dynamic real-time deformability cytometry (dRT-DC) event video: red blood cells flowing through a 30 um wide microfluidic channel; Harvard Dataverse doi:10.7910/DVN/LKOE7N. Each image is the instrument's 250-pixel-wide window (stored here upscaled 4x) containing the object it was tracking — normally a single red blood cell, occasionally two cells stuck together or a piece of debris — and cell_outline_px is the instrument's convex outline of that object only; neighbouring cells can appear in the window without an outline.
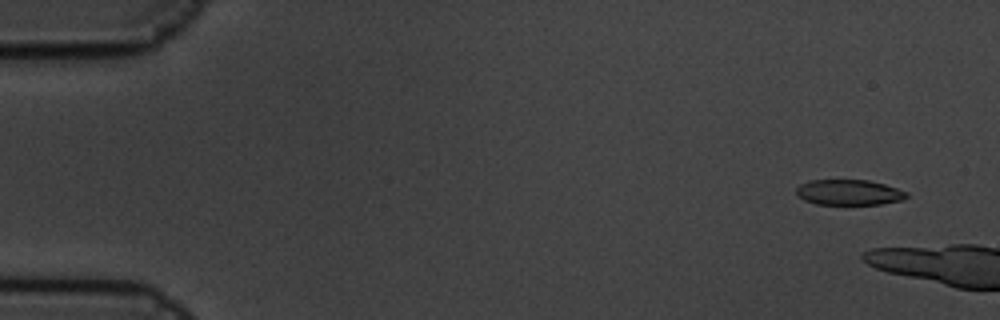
{"species": "common noctule bat (a hibernating species)", "species_latin": "Nyctalus noctula", "temperature_condition": "cold", "stored_images_in_passage": 3, "camera_frame_rate_fps": 3000, "um_per_image_px": 0.085, "animal": {"sex": "male", "body_mass_g": 19.5, "forearm_length_mm": 54.6}, "frame": {"image": 1, "passage_image": 2, "time_ms": 0.333, "image_size_px": [1000, 320], "cell_outline_px": [[908, 196], [904, 200], [880, 204], [816, 204], [804, 200], [796, 192], [796, 188], [800, 184], [812, 180], [868, 180], [884, 184], [908, 192]], "centroid_in_image_um": [72.19, 16.35], "position_along_channel_um": 12.8, "area_um2": 16.3}}